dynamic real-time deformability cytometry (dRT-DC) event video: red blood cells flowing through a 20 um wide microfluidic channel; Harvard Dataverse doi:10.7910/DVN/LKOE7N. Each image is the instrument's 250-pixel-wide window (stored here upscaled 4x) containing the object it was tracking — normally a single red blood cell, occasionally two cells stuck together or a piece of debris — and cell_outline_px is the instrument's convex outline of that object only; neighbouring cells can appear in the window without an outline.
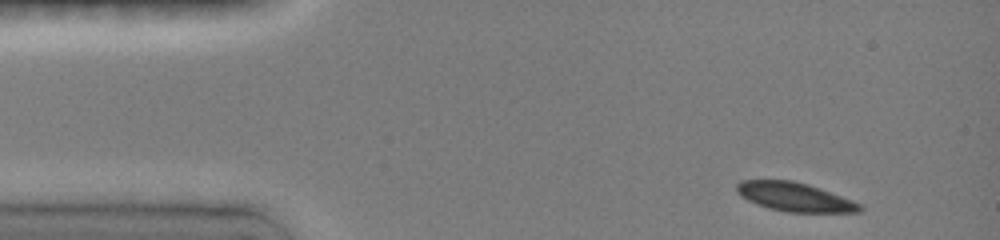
{"species": "common noctule bat (a hibernating species)", "species_latin": "Nyctalus noctula", "temperature_condition": "room temperature", "stored_images_in_passage": 5, "camera_frame_rate_fps": 3000, "um_per_image_px": 0.085, "animal": {"sex": "female", "body_mass_g": 19.0, "forearm_length_mm": 51.5}, "frame": {"image": 1, "passage_image": 1, "time_ms": 0.0, "image_size_px": [1000, 240], "cell_outline_px": [[864, 208], [860, 212], [788, 212], [768, 208], [756, 204], [740, 196], [736, 192], [736, 184], [740, 180], [792, 180], [808, 184], [852, 200], [860, 204]], "centroid_in_image_um": [67.51, 16.74], "position_along_channel_um": 17.5, "area_um2": 20.69}}
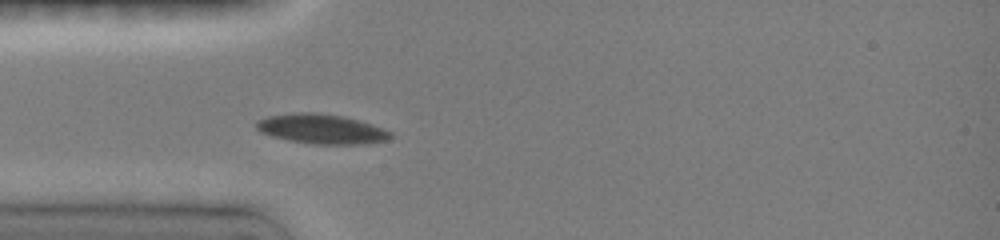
{"frame": {"image": 2, "passage_image": 5, "time_ms": 3.0, "image_size_px": [1000, 240], "cell_outline_px": [[392, 136], [388, 140], [368, 144], [312, 144], [288, 140], [272, 136], [260, 132], [256, 128], [256, 120], [268, 116], [292, 112], [316, 112], [344, 116], [372, 124], [384, 128], [392, 132]], "centroid_in_image_um": [27.34, 10.96], "position_along_channel_um": 57.7, "area_um2": 23.52}}